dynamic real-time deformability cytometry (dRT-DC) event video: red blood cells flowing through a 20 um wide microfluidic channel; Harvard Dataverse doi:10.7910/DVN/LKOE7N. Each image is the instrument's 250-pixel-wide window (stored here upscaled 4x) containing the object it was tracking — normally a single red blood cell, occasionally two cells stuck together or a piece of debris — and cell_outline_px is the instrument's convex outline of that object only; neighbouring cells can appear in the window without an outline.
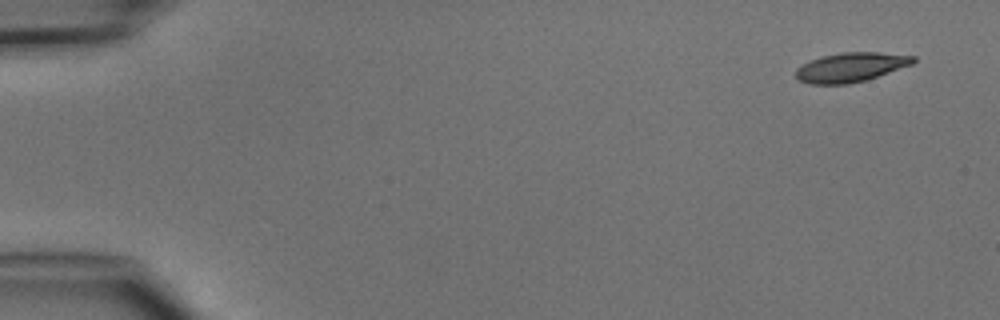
{"species": "common noctule bat (a hibernating species)", "species_latin": "Nyctalus noctula", "temperature_condition": "cold", "stored_images_in_passage": 6, "segment_of_instrument_passage": [1, 2], "camera_frame_rate_fps": 3000, "um_per_image_px": 0.085, "animal": {"sex": "male", "body_mass_g": 15.6}, "frame": {"image": 1, "passage_image": 1, "time_ms": 0.0, "image_size_px": [1000, 320], "cell_outline_px": [[916, 60], [912, 64], [864, 80], [848, 84], [808, 84], [800, 80], [796, 76], [796, 68], [812, 60], [824, 56], [840, 52], [880, 52], [916, 56]], "centroid_in_image_um": [72.32, 5.71], "position_along_channel_um": 12.7, "area_um2": 19.77}}